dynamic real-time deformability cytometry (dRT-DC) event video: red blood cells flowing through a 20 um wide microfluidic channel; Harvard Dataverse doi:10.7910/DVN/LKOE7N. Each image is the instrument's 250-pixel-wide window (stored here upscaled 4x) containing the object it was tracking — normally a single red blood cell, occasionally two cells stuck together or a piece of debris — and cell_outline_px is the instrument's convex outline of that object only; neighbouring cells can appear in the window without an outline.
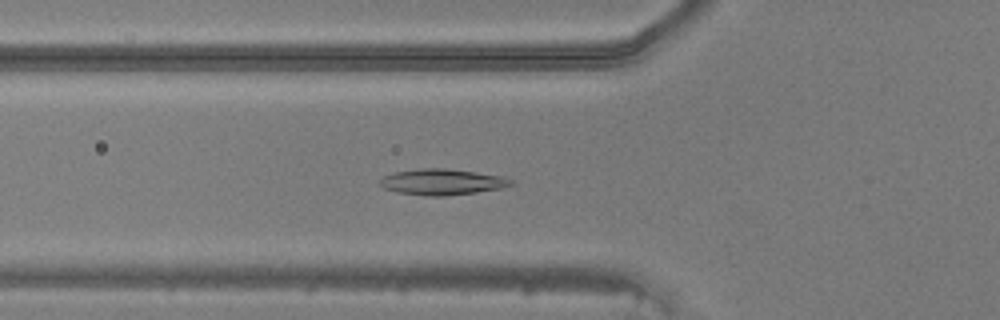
{"species": "common noctule bat (a hibernating species)", "species_latin": "Nyctalus noctula", "temperature_condition": "warm", "stored_images_in_passage": 49, "camera_frame_rate_fps": 3000, "um_per_image_px": 0.085, "animal": {"sex": "male", "body_mass_g": 20.5, "forearm_length_mm": 52.5}, "frame": {"image": 1, "passage_image": 18, "time_ms": 5.667, "image_size_px": [1000, 320], "cell_outline_px": [[512, 184], [500, 188], [476, 192], [444, 196], [428, 196], [396, 192], [384, 188], [376, 184], [376, 180], [384, 176], [396, 172], [420, 168], [444, 168], [476, 172], [500, 176], [512, 180]], "centroid_in_image_um": [37.48, 15.46], "position_along_channel_um": 88.3, "area_um2": 19.77}}
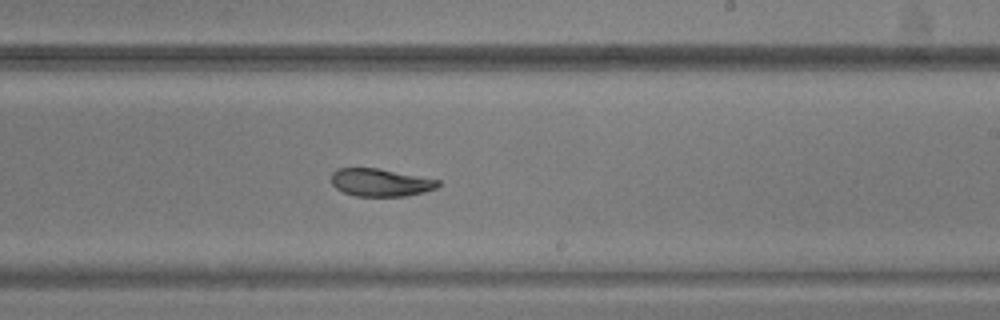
{"frame": {"image": 2, "passage_image": 30, "time_ms": 9.667, "image_size_px": [1000, 320], "cell_outline_px": [[440, 184], [436, 188], [424, 192], [404, 196], [356, 196], [344, 192], [336, 188], [332, 184], [332, 172], [336, 168], [376, 168], [440, 180]], "centroid_in_image_um": [32.33, 15.51], "position_along_channel_um": 256.7, "area_um2": 17.11}}
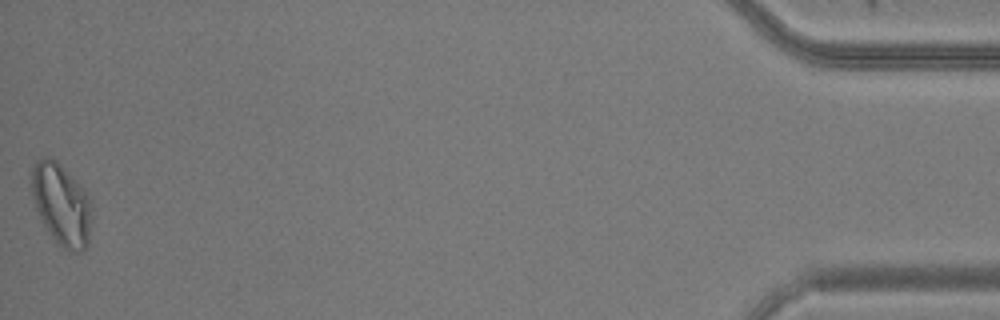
{"frame": {"image": 3, "passage_image": 49, "time_ms": 16.0, "image_size_px": [1000, 320], "cell_outline_px": [[92, 224], [88, 248], [80, 252], [68, 252], [56, 244], [40, 220], [36, 208], [32, 192], [32, 168], [36, 160], [40, 156], [48, 156], [56, 160], [80, 184], [88, 196], [92, 208]], "centroid_in_image_um": [5.25, 17.43], "position_along_channel_um": 430.0, "area_um2": 29.3}}